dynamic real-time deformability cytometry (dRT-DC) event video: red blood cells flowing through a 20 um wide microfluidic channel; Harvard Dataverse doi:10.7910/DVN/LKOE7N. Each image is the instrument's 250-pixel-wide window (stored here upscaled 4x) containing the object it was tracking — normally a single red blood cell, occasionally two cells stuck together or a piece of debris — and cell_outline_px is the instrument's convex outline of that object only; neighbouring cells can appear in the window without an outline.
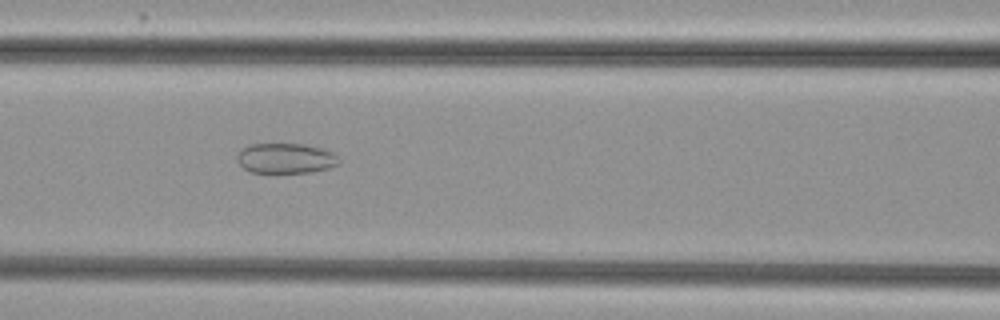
{"species": "common noctule bat (a hibernating species)", "species_latin": "Nyctalus noctula", "temperature_condition": "cold", "stored_images_in_passage": 49, "camera_frame_rate_fps": 3000, "um_per_image_px": 0.085, "animal": {"sex": "female", "body_mass_g": 29.2, "forearm_length_mm": 56.3}, "frame": {"image": 1, "passage_image": 24, "time_ms": 7.667, "image_size_px": [1000, 320], "cell_outline_px": [[340, 164], [328, 168], [312, 172], [252, 172], [244, 168], [236, 160], [236, 156], [244, 148], [252, 144], [304, 144], [320, 148], [332, 152], [340, 160]], "centroid_in_image_um": [24.3, 13.46], "position_along_channel_um": 142.3, "area_um2": 17.69}}
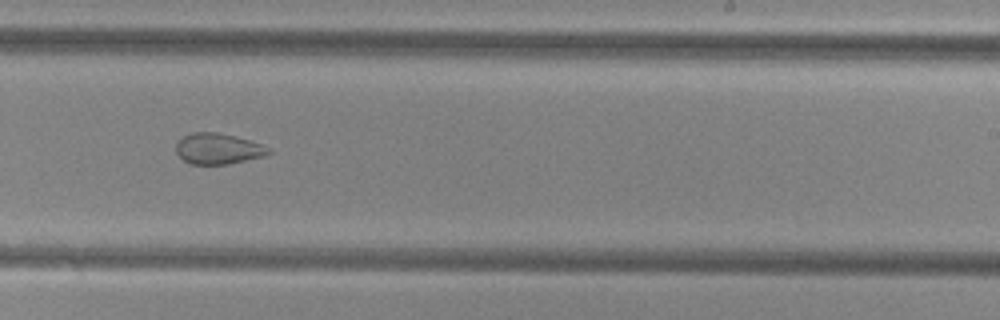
{"frame": {"image": 2, "passage_image": 34, "time_ms": 11.0, "image_size_px": [1000, 320], "cell_outline_px": [[272, 152], [268, 156], [228, 164], [192, 164], [184, 160], [176, 152], [176, 144], [184, 136], [192, 132], [216, 132], [236, 136], [260, 144], [268, 148]], "centroid_in_image_um": [18.56, 12.65], "position_along_channel_um": 270.4, "area_um2": 16.59}}
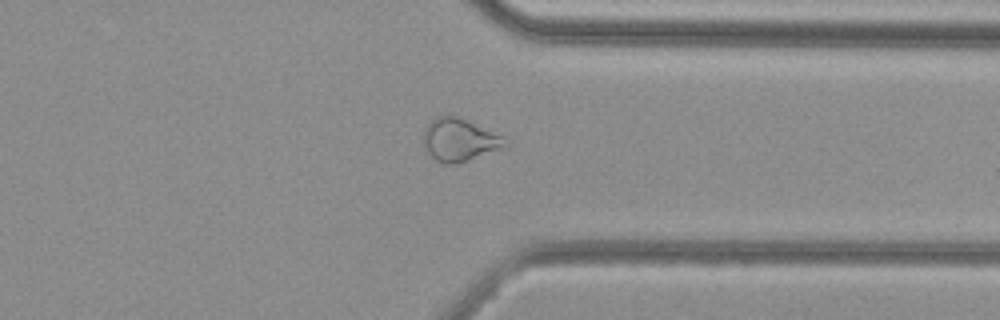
{"frame": {"image": 3, "passage_image": 42, "time_ms": 13.667, "image_size_px": [1000, 320], "cell_outline_px": [[512, 144], [508, 148], [456, 164], [444, 164], [436, 160], [428, 152], [424, 144], [424, 128], [436, 116], [456, 116], [500, 136]], "centroid_in_image_um": [39.09, 11.93], "position_along_channel_um": 372.3, "area_um2": 20.17}, "authors_computed_cell_mechanics": {"area_um2": 22.7732, "velocity_mm_per_s": 3.8537, "shape_relaxation_time_tau1_ms": null, "shape_relaxation_time_tau2_ms": 1.9242, "deformation_change_tau1": null, "deformation_change_tau2": 0.0761}}